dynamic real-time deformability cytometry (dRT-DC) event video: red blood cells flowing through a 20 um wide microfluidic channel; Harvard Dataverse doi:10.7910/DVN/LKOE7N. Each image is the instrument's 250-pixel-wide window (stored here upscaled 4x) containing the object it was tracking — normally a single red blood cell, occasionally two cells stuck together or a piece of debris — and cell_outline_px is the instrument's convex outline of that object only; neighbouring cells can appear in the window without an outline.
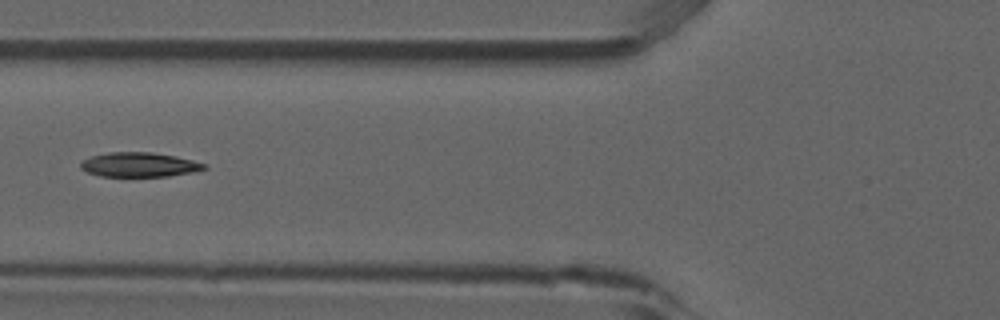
{"species": "common noctule bat (a hibernating species)", "species_latin": "Nyctalus noctula", "temperature_condition": "room temperature", "stored_images_in_passage": 6, "camera_frame_rate_fps": 3000, "um_per_image_px": 0.085, "animal": {"sex": "male", "forearm_length_mm": 52.5}, "frame": {"image": 1, "passage_image": 5, "time_ms": 1.333, "image_size_px": [1000, 320], "cell_outline_px": [[208, 168], [196, 172], [168, 176], [100, 176], [88, 172], [80, 168], [80, 164], [84, 160], [92, 156], [108, 152], [152, 152], [176, 156], [208, 164]], "centroid_in_image_um": [11.9, 14.0], "position_along_channel_um": 113.9, "area_um2": 17.69}}
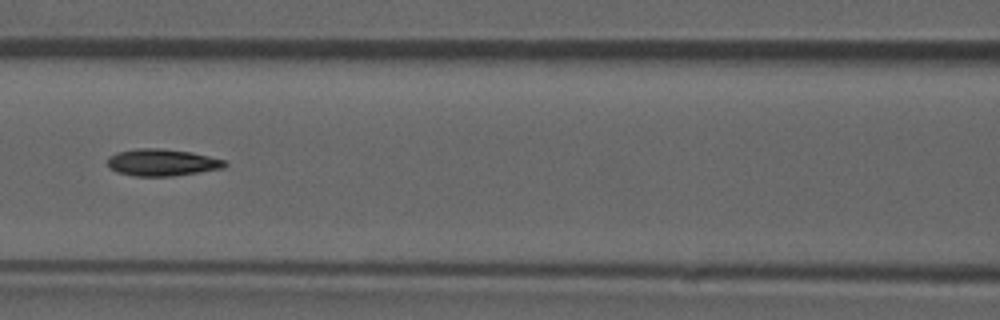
{"frame": {"image": 2, "passage_image": 6, "time_ms": 1.667, "image_size_px": [1000, 320], "cell_outline_px": [[228, 164], [224, 168], [172, 176], [136, 176], [116, 172], [108, 168], [108, 156], [116, 152], [136, 148], [160, 148], [192, 152], [224, 160]], "centroid_in_image_um": [13.74, 13.8], "position_along_channel_um": 152.9, "area_um2": 18.5}}